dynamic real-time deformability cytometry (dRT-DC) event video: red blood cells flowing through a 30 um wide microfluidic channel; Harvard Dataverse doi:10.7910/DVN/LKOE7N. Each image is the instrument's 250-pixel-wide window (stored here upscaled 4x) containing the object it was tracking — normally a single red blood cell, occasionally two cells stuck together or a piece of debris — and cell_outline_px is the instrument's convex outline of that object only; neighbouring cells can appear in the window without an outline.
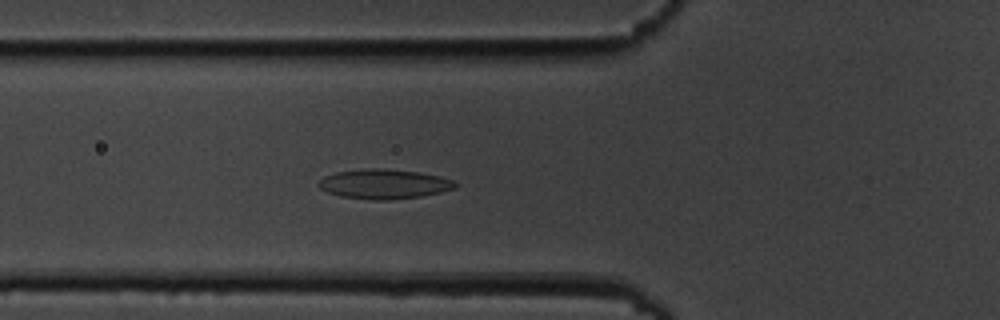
{"species": "common noctule bat (a hibernating species)", "species_latin": "Nyctalus noctula", "temperature_condition": "cold", "stored_images_in_passage": 5, "camera_frame_rate_fps": 3000, "um_per_image_px": 0.085, "animal": {"sex": "male", "body_mass_g": 19.5, "forearm_length_mm": 54.6}, "frame": {"image": 1, "passage_image": 5, "time_ms": 4.667, "image_size_px": [1000, 320], "cell_outline_px": [[456, 188], [440, 192], [420, 196], [392, 200], [372, 200], [340, 196], [328, 192], [320, 188], [320, 180], [324, 176], [336, 172], [364, 168], [384, 168], [420, 172], [440, 176], [452, 180], [456, 184]], "centroid_in_image_um": [32.65, 15.63], "position_along_channel_um": 93.2, "area_um2": 23.58}}